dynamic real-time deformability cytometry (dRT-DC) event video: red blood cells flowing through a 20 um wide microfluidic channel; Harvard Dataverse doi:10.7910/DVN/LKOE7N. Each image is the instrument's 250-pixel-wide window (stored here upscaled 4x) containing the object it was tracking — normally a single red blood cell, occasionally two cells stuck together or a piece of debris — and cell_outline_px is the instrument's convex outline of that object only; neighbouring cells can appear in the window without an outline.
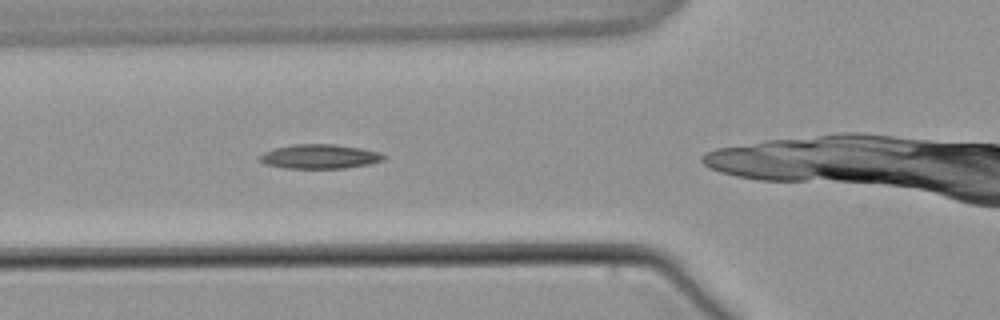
{"species": "common noctule bat (a hibernating species)", "species_latin": "Nyctalus noctula", "temperature_condition": "warm", "stored_images_in_passage": 6, "camera_frame_rate_fps": 3000, "um_per_image_px": 0.085, "animal": {"sex": "male", "body_mass_g": 21.5, "forearm_length_mm": 52.0}, "frame": {"image": 1, "passage_image": 4, "time_ms": 3.667, "image_size_px": [1000, 320], "cell_outline_px": [[388, 156], [384, 160], [368, 164], [344, 168], [284, 168], [264, 164], [260, 160], [260, 156], [264, 152], [276, 148], [292, 144], [336, 144], [360, 148], [380, 152]], "centroid_in_image_um": [27.2, 13.3], "position_along_channel_um": 98.6, "area_um2": 17.57}}